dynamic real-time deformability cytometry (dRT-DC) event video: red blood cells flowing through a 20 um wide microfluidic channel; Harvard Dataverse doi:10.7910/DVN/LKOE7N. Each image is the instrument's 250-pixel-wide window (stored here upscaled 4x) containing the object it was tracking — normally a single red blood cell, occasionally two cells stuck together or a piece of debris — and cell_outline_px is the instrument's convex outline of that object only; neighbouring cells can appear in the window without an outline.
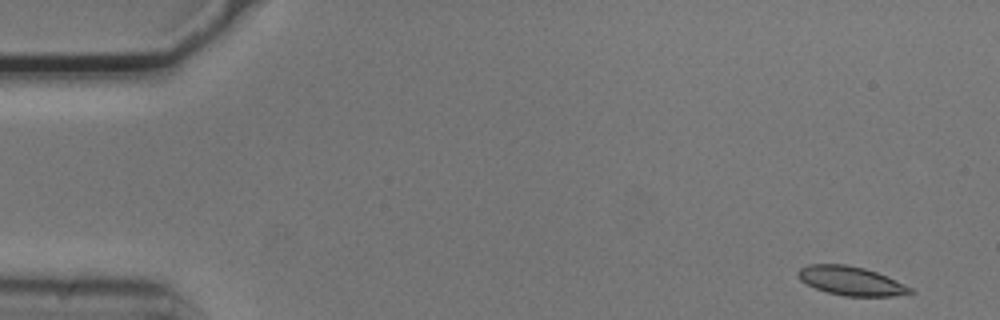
{"species": "common noctule bat (a hibernating species)", "species_latin": "Nyctalus noctula", "temperature_condition": "cold", "stored_images_in_passage": 52, "camera_frame_rate_fps": 3000, "um_per_image_px": 0.085, "animal": {"sex": "male", "body_mass_g": 20.5, "forearm_length_mm": 52.5}, "frame": {"image": 1, "passage_image": 1, "time_ms": 0.0, "image_size_px": [1000, 320], "cell_outline_px": [[916, 292], [892, 296], [844, 296], [828, 292], [816, 288], [800, 280], [796, 272], [800, 268], [808, 264], [844, 264], [864, 268], [876, 272], [912, 288]], "centroid_in_image_um": [72.31, 23.87], "position_along_channel_um": 12.7, "area_um2": 18.67}}
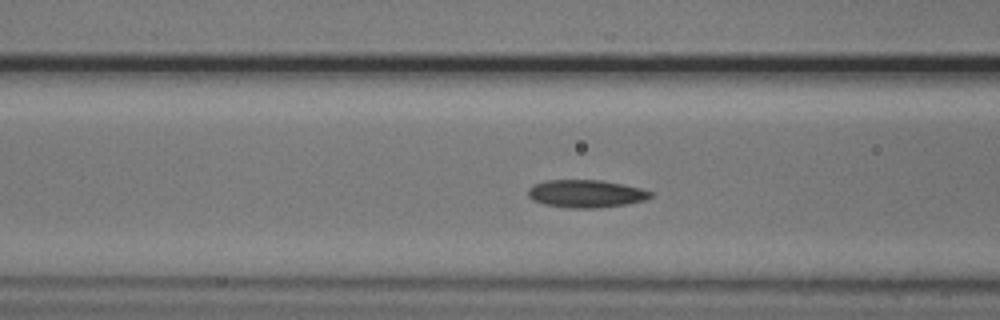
{"frame": {"image": 2, "passage_image": 19, "time_ms": 6.0, "image_size_px": [1000, 320], "cell_outline_px": [[652, 196], [644, 200], [628, 204], [600, 208], [568, 208], [544, 204], [532, 200], [528, 196], [528, 188], [532, 184], [544, 180], [600, 180], [640, 188], [652, 192]], "centroid_in_image_um": [49.76, 16.47], "position_along_channel_um": 116.8, "area_um2": 19.88}}
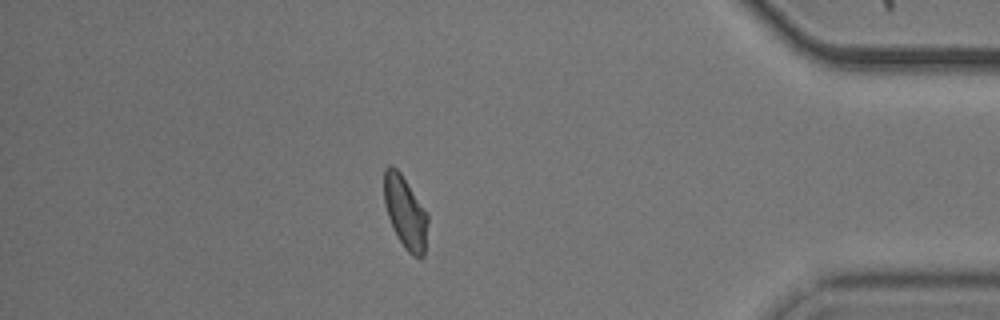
{"frame": {"image": 3, "passage_image": 45, "time_ms": 14.667, "image_size_px": [1000, 320], "cell_outline_px": [[428, 224], [424, 256], [412, 256], [404, 248], [392, 228], [384, 204], [384, 168], [388, 164], [392, 164], [400, 172], [428, 212]], "centroid_in_image_um": [34.45, 18.03], "position_along_channel_um": 400.8, "area_um2": 18.73}, "authors_computed_cell_mechanics": {"area_um2": 19.074, "velocity_mm_per_s": 3.7187, "shape_relaxation_time_tau1_ms": null, "shape_relaxation_time_tau2_ms": 3.6844, "deformation_change_tau1": null, "deformation_change_tau2": 0.0973}}